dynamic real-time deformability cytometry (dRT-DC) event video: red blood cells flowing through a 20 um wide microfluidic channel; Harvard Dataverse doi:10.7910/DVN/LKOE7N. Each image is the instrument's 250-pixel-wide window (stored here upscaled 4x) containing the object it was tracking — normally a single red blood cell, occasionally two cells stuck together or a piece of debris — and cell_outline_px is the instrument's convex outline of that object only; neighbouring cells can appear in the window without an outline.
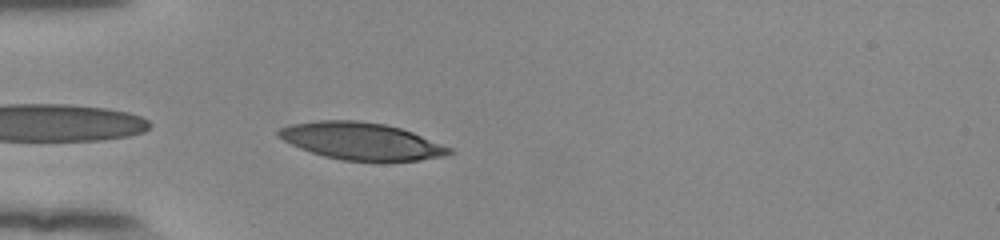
{"species": "human", "species_latin": "Homo sapiens", "temperature_condition": "room temperature", "stored_images_in_passage": 38, "camera_frame_rate_fps": 3000, "um_per_image_px": 0.085, "donor": {"sex": "female"}, "frame": {"image": 1, "passage_image": 1, "time_ms": 0.0, "image_size_px": [1000, 240], "cell_outline_px": [[456, 152], [444, 156], [420, 160], [340, 160], [324, 156], [300, 148], [276, 136], [276, 132], [280, 128], [288, 124], [320, 120], [356, 120], [384, 124], [400, 128], [412, 132], [452, 148]], "centroid_in_image_um": [30.69, 11.98], "position_along_channel_um": 54.3, "area_um2": 36.7}}
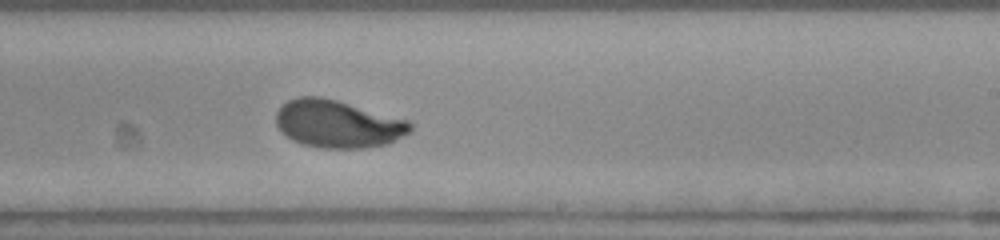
{"frame": {"image": 2, "passage_image": 18, "time_ms": 5.667, "image_size_px": [1000, 240], "cell_outline_px": [[412, 128], [408, 132], [388, 144], [364, 148], [320, 148], [304, 144], [292, 140], [276, 124], [276, 112], [288, 100], [300, 96], [320, 96], [336, 100], [408, 120], [412, 124]], "centroid_in_image_um": [28.71, 10.53], "position_along_channel_um": 260.3, "area_um2": 36.88}}
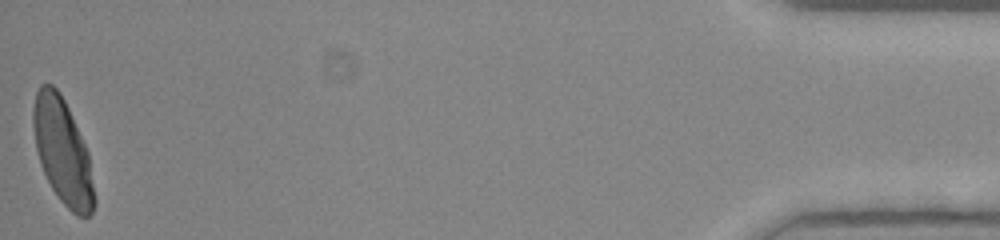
{"frame": {"image": 3, "passage_image": 38, "time_ms": 12.333, "image_size_px": [1000, 240], "cell_outline_px": [[96, 204], [92, 212], [88, 216], [76, 216], [60, 200], [52, 188], [40, 164], [36, 148], [32, 124], [32, 112], [36, 92], [40, 84], [52, 84], [60, 92], [68, 108], [88, 152], [96, 200]], "centroid_in_image_um": [5.32, 12.88], "position_along_channel_um": 429.9, "area_um2": 37.28}, "authors_computed_cell_mechanics": {"area_um2": 37.0498, "velocity_mm_per_s": 3.8583, "shape_relaxation_time_tau1_ms": 3.1978, "shape_relaxation_time_tau2_ms": null, "deformation_change_tau1": 0.1726, "deformation_change_tau2": null}}